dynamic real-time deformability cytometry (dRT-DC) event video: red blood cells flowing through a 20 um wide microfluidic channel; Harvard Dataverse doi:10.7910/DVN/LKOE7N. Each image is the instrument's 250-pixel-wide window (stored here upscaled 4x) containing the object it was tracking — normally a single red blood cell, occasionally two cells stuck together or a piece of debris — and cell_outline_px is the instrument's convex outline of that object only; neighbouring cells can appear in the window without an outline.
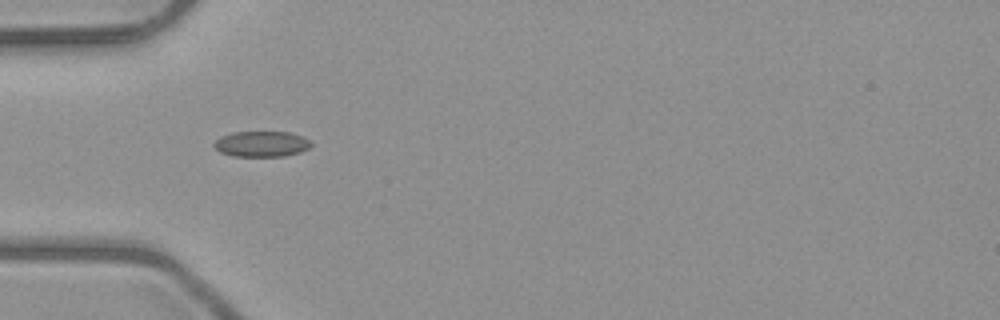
{"species": "common noctule bat (a hibernating species)", "species_latin": "Nyctalus noctula", "temperature_condition": "room temperature", "stored_images_in_passage": 7, "camera_frame_rate_fps": 3000, "um_per_image_px": 0.085, "animal": {"sex": "male", "body_mass_g": 23.1, "forearm_length_mm": 52.7}, "frame": {"image": 1, "passage_image": 5, "time_ms": 4.667, "image_size_px": [1000, 320], "cell_outline_px": [[312, 144], [308, 148], [300, 152], [284, 156], [232, 156], [220, 152], [212, 144], [220, 136], [232, 132], [288, 132], [304, 136]], "centroid_in_image_um": [22.21, 12.23], "position_along_channel_um": 62.8, "area_um2": 14.51}}
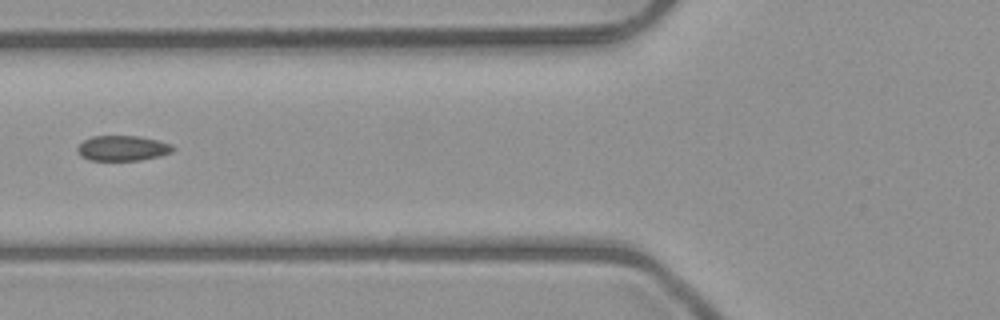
{"frame": {"image": 2, "passage_image": 6, "time_ms": 6.0, "image_size_px": [1000, 320], "cell_outline_px": [[176, 148], [172, 152], [160, 156], [140, 160], [88, 160], [80, 156], [76, 148], [84, 140], [92, 136], [136, 136], [156, 140], [172, 144]], "centroid_in_image_um": [10.42, 12.6], "position_along_channel_um": 115.4, "area_um2": 14.05}}
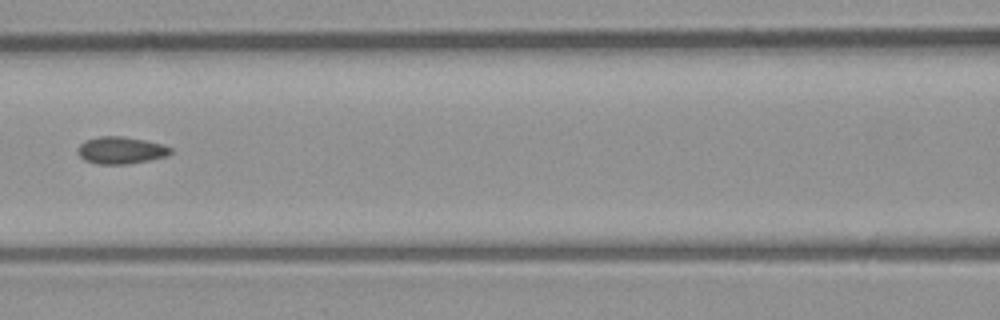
{"frame": {"image": 3, "passage_image": 7, "time_ms": 7.0, "image_size_px": [1000, 320], "cell_outline_px": [[172, 152], [168, 156], [128, 164], [96, 164], [84, 160], [80, 156], [80, 144], [84, 140], [100, 136], [124, 136], [164, 144], [172, 148]], "centroid_in_image_um": [10.31, 12.77], "position_along_channel_um": 156.3, "area_um2": 14.68}}